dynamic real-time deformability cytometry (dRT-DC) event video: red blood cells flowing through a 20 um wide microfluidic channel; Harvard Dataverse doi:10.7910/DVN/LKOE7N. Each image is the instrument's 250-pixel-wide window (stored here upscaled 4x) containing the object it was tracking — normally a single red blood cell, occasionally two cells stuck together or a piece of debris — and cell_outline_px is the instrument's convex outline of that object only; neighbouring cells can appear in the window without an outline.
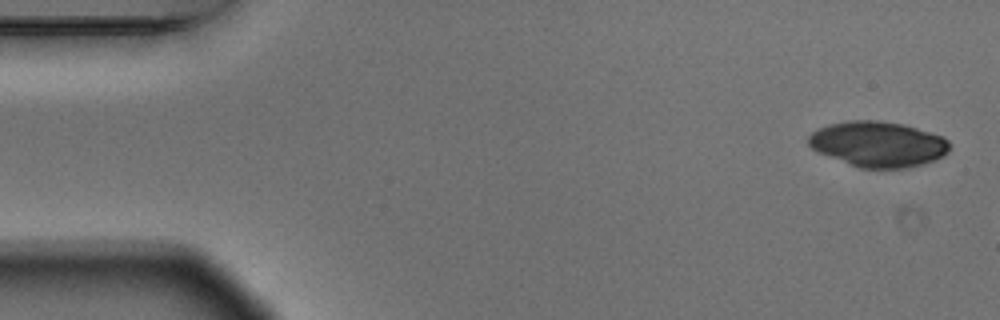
{"species": "Egyptian fruit bat (a non-hibernating species)", "species_latin": "Rousettus aegyptiacus", "temperature_condition": "warm", "stored_images_in_passage": 3, "camera_frame_rate_fps": 3000, "um_per_image_px": 0.085, "animal": {"sex": "male"}, "frame": {"image": 1, "passage_image": 1, "time_ms": 0.0, "image_size_px": [1000, 320], "cell_outline_px": [[952, 144], [948, 152], [944, 156], [936, 160], [904, 168], [860, 168], [820, 152], [812, 148], [808, 144], [808, 136], [812, 132], [828, 124], [848, 120], [880, 120], [904, 124], [944, 136]], "centroid_in_image_um": [74.69, 12.23], "position_along_channel_um": 10.3, "area_um2": 37.45}}